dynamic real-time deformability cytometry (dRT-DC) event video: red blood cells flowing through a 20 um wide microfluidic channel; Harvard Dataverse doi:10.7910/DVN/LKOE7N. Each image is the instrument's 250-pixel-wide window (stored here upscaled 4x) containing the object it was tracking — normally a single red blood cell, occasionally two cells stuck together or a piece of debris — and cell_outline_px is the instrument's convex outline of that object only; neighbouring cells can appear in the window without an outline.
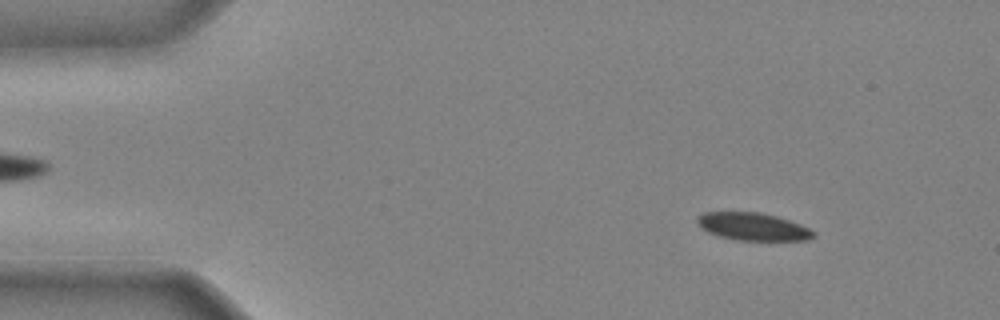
{"species": "common noctule bat (a hibernating species)", "species_latin": "Nyctalus noctula", "temperature_condition": "cold", "stored_images_in_passage": 42, "camera_frame_rate_fps": 3000, "um_per_image_px": 0.085, "animal": {"sex": "male", "body_mass_g": 20.4}, "frame": {"image": 1, "passage_image": 5, "time_ms": 1.333, "image_size_px": [1000, 320], "cell_outline_px": [[816, 236], [808, 240], [736, 240], [720, 236], [708, 232], [700, 228], [696, 224], [696, 216], [704, 212], [756, 212], [776, 216], [800, 224], [816, 232]], "centroid_in_image_um": [63.96, 19.26], "position_along_channel_um": 21.0, "area_um2": 18.79}}
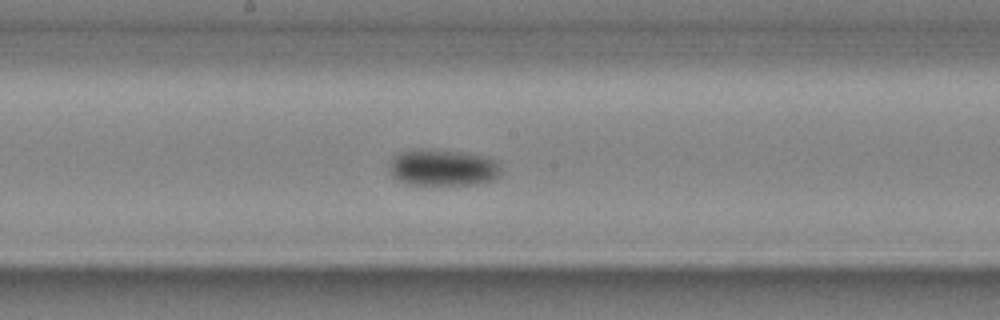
{"frame": {"image": 2, "passage_image": 23, "time_ms": 7.333, "image_size_px": [1000, 320], "cell_outline_px": [[500, 176], [492, 180], [476, 184], [408, 184], [392, 176], [392, 156], [400, 152], [460, 152], [484, 156], [496, 160], [500, 168]], "centroid_in_image_um": [37.72, 14.29], "position_along_channel_um": 210.5, "area_um2": 22.6}}
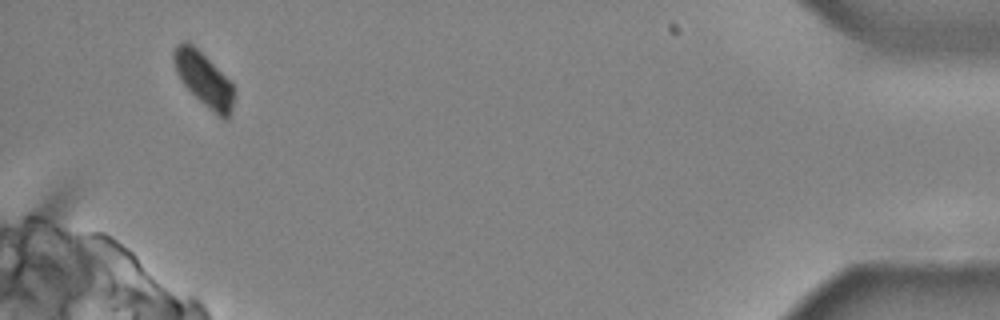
{"frame": {"image": 3, "passage_image": 41, "time_ms": 13.333, "image_size_px": [1000, 320], "cell_outline_px": [[232, 112], [228, 120], [224, 120], [208, 108], [180, 80], [176, 72], [172, 60], [172, 52], [176, 44], [180, 40], [188, 40], [232, 84]], "centroid_in_image_um": [17.26, 6.71], "position_along_channel_um": 417.9, "area_um2": 18.5}}